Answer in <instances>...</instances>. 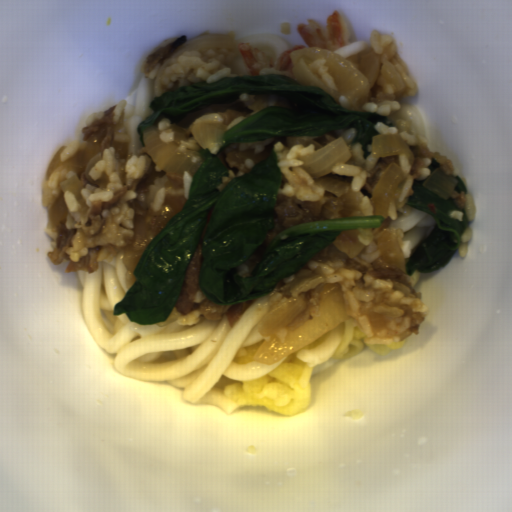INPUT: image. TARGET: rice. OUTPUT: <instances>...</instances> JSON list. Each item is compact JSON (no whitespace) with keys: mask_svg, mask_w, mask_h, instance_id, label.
<instances>
[{"mask_svg":"<svg viewBox=\"0 0 512 512\" xmlns=\"http://www.w3.org/2000/svg\"><path fill=\"white\" fill-rule=\"evenodd\" d=\"M322 285H338L343 293L347 316L361 324L367 344L403 341L420 335L428 311L421 299L404 296L393 281L376 279L357 270L322 266Z\"/></svg>","mask_w":512,"mask_h":512,"instance_id":"rice-1","label":"rice"},{"mask_svg":"<svg viewBox=\"0 0 512 512\" xmlns=\"http://www.w3.org/2000/svg\"><path fill=\"white\" fill-rule=\"evenodd\" d=\"M234 54L233 48H201L180 54L163 69L159 82L162 94L195 83L211 84L224 76L238 77L231 68Z\"/></svg>","mask_w":512,"mask_h":512,"instance_id":"rice-2","label":"rice"},{"mask_svg":"<svg viewBox=\"0 0 512 512\" xmlns=\"http://www.w3.org/2000/svg\"><path fill=\"white\" fill-rule=\"evenodd\" d=\"M370 46L373 53L390 61L405 85L403 92H397L392 83L380 76L374 82L371 93L360 112H376L387 118L393 112L401 110L399 100L416 96L418 86L410 75L409 66L399 56L394 35L380 33L378 29H373L370 35Z\"/></svg>","mask_w":512,"mask_h":512,"instance_id":"rice-3","label":"rice"},{"mask_svg":"<svg viewBox=\"0 0 512 512\" xmlns=\"http://www.w3.org/2000/svg\"><path fill=\"white\" fill-rule=\"evenodd\" d=\"M100 158L101 160L92 166L88 174L91 179L98 181L104 172L109 179L106 188H100L99 185L90 182L79 191L88 206L89 213L91 212V201L110 202L114 195L121 190L122 185L119 179L121 172H125V177L135 181L146 172L147 161L151 159L148 153H142L128 157L125 164L121 165L115 158V149L112 146L103 149Z\"/></svg>","mask_w":512,"mask_h":512,"instance_id":"rice-4","label":"rice"},{"mask_svg":"<svg viewBox=\"0 0 512 512\" xmlns=\"http://www.w3.org/2000/svg\"><path fill=\"white\" fill-rule=\"evenodd\" d=\"M316 152L313 143L304 146L303 143H295L287 148L283 142H276L273 153L277 154L278 169L282 173L278 194L297 197L302 200L316 201L325 196L328 190L315 185L314 179L300 166V159Z\"/></svg>","mask_w":512,"mask_h":512,"instance_id":"rice-5","label":"rice"},{"mask_svg":"<svg viewBox=\"0 0 512 512\" xmlns=\"http://www.w3.org/2000/svg\"><path fill=\"white\" fill-rule=\"evenodd\" d=\"M333 135L342 137L351 153L350 158L344 164L334 167L327 176H334L347 183L348 189L361 191L367 177H371V171L377 166L380 156L369 154L364 158V150L361 144L354 143L357 131L353 129H334L328 131Z\"/></svg>","mask_w":512,"mask_h":512,"instance_id":"rice-6","label":"rice"},{"mask_svg":"<svg viewBox=\"0 0 512 512\" xmlns=\"http://www.w3.org/2000/svg\"><path fill=\"white\" fill-rule=\"evenodd\" d=\"M114 105H116L112 112L113 124L115 126L114 140L116 143L127 144V146L130 145V135L126 130L123 121L124 113L128 105L127 100L122 99L118 100L117 102L107 100L105 104L98 110L90 112L80 117L76 128V136L74 138L67 139L61 145L66 147L59 156L60 162L68 160L72 156L76 155L79 152V150L86 148L87 145L84 143L82 138V128H87L95 121L101 120L104 117L106 110Z\"/></svg>","mask_w":512,"mask_h":512,"instance_id":"rice-7","label":"rice"},{"mask_svg":"<svg viewBox=\"0 0 512 512\" xmlns=\"http://www.w3.org/2000/svg\"><path fill=\"white\" fill-rule=\"evenodd\" d=\"M398 165L405 173V179L396 188L387 207V217L391 220L398 219V209L404 207L411 195H413V180L417 177H411L410 171L412 164L406 155L398 154Z\"/></svg>","mask_w":512,"mask_h":512,"instance_id":"rice-8","label":"rice"},{"mask_svg":"<svg viewBox=\"0 0 512 512\" xmlns=\"http://www.w3.org/2000/svg\"><path fill=\"white\" fill-rule=\"evenodd\" d=\"M76 172L66 171L65 169H55L50 176L43 179L41 189V201L44 207L51 209L54 202L59 198L62 191L60 183L71 179Z\"/></svg>","mask_w":512,"mask_h":512,"instance_id":"rice-9","label":"rice"},{"mask_svg":"<svg viewBox=\"0 0 512 512\" xmlns=\"http://www.w3.org/2000/svg\"><path fill=\"white\" fill-rule=\"evenodd\" d=\"M411 125L407 119L398 118L393 123V126H387L382 122H377L374 124L373 129H375L378 134H396L399 135L405 143L410 147L412 145H419L421 141L418 136L413 134L410 130Z\"/></svg>","mask_w":512,"mask_h":512,"instance_id":"rice-10","label":"rice"},{"mask_svg":"<svg viewBox=\"0 0 512 512\" xmlns=\"http://www.w3.org/2000/svg\"><path fill=\"white\" fill-rule=\"evenodd\" d=\"M326 63L325 59L319 58L315 60L314 62L308 64L307 69H310L313 71V73L321 80L323 81L332 91L335 100L340 106L353 110L351 105L348 103L346 99H344L338 92L337 87L333 81V78L330 74L329 69L324 64ZM354 111V110H353Z\"/></svg>","mask_w":512,"mask_h":512,"instance_id":"rice-11","label":"rice"},{"mask_svg":"<svg viewBox=\"0 0 512 512\" xmlns=\"http://www.w3.org/2000/svg\"><path fill=\"white\" fill-rule=\"evenodd\" d=\"M172 121L169 118L159 119L156 127L158 129L159 138L164 142L174 141V130L172 129Z\"/></svg>","mask_w":512,"mask_h":512,"instance_id":"rice-12","label":"rice"},{"mask_svg":"<svg viewBox=\"0 0 512 512\" xmlns=\"http://www.w3.org/2000/svg\"><path fill=\"white\" fill-rule=\"evenodd\" d=\"M463 210L466 213L467 220L470 222H473L476 215V204H475V198L474 195L470 192L465 193V201H464V207Z\"/></svg>","mask_w":512,"mask_h":512,"instance_id":"rice-13","label":"rice"},{"mask_svg":"<svg viewBox=\"0 0 512 512\" xmlns=\"http://www.w3.org/2000/svg\"><path fill=\"white\" fill-rule=\"evenodd\" d=\"M473 236L472 230L467 227V229L462 233L459 248L457 249L459 252L460 258H464L468 252V240Z\"/></svg>","mask_w":512,"mask_h":512,"instance_id":"rice-14","label":"rice"},{"mask_svg":"<svg viewBox=\"0 0 512 512\" xmlns=\"http://www.w3.org/2000/svg\"><path fill=\"white\" fill-rule=\"evenodd\" d=\"M64 202L69 212H77L79 204L72 191H63Z\"/></svg>","mask_w":512,"mask_h":512,"instance_id":"rice-15","label":"rice"},{"mask_svg":"<svg viewBox=\"0 0 512 512\" xmlns=\"http://www.w3.org/2000/svg\"><path fill=\"white\" fill-rule=\"evenodd\" d=\"M373 209L374 206L372 204L371 198H368L367 196L364 195L359 210L365 215V217H368L374 216Z\"/></svg>","mask_w":512,"mask_h":512,"instance_id":"rice-16","label":"rice"},{"mask_svg":"<svg viewBox=\"0 0 512 512\" xmlns=\"http://www.w3.org/2000/svg\"><path fill=\"white\" fill-rule=\"evenodd\" d=\"M431 158H424L422 159V163L419 167L420 173L416 178L421 179H428L431 175L430 169L427 168L428 164L430 163Z\"/></svg>","mask_w":512,"mask_h":512,"instance_id":"rice-17","label":"rice"}]
</instances>
